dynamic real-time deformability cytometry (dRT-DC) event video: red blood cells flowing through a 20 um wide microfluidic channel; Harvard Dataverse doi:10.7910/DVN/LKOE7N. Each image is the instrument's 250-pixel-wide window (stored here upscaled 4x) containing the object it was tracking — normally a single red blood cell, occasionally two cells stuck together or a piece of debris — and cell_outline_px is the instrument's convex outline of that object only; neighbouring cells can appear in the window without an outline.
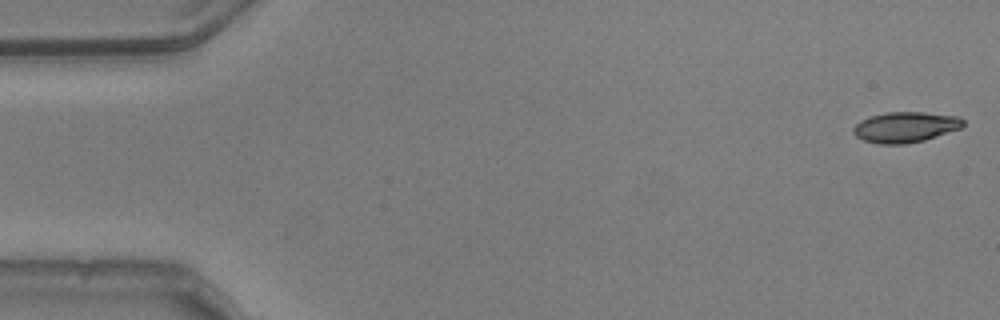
{"species": "common noctule bat (a hibernating species)", "species_latin": "Nyctalus noctula", "temperature_condition": "warm", "stored_images_in_passage": 53, "camera_frame_rate_fps": 3000, "um_per_image_px": 0.085, "animal": {"sex": "male", "body_mass_g": 20.5, "forearm_length_mm": 52.5}, "frame": {"image": 1, "passage_image": 1, "time_ms": 0.0, "image_size_px": [1000, 320], "cell_outline_px": [[964, 124], [960, 128], [924, 140], [904, 144], [880, 144], [864, 140], [856, 136], [852, 132], [852, 128], [860, 120], [872, 116], [888, 112], [924, 112], [960, 116], [964, 120]], "centroid_in_image_um": [76.95, 10.8], "position_along_channel_um": 8.0, "area_um2": 19.48}}
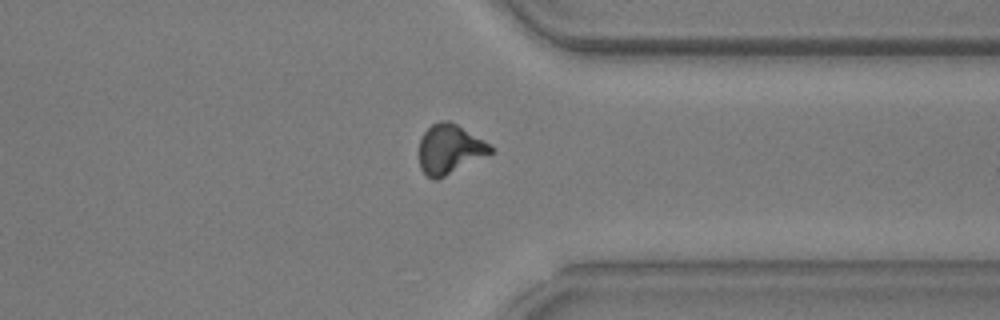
{"frame": {"image": 2, "passage_image": 41, "time_ms": 13.333, "image_size_px": [1000, 320], "cell_outline_px": [[492, 152], [436, 180], [432, 180], [420, 168], [420, 140], [424, 132], [432, 124], [440, 120], [448, 120], [456, 124], [484, 140], [492, 148]], "centroid_in_image_um": [38.18, 12.66], "position_along_channel_um": 373.2, "area_um2": 20.06}}
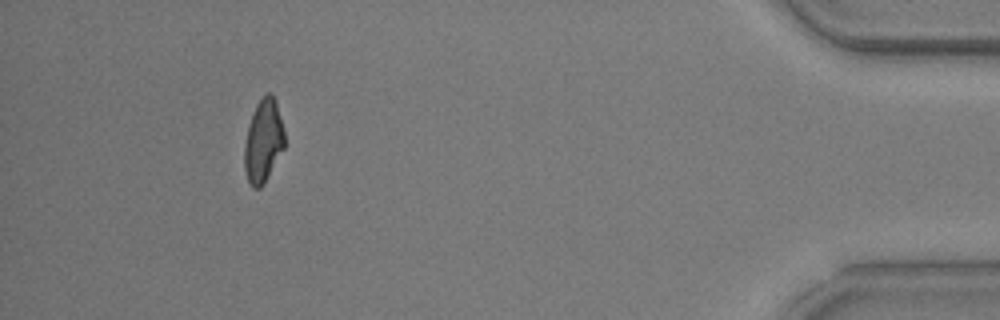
{"frame": {"image": 3, "passage_image": 49, "time_ms": 16.0, "image_size_px": [1000, 320], "cell_outline_px": [[284, 148], [264, 184], [260, 188], [252, 188], [248, 180], [244, 168], [244, 144], [248, 124], [252, 112], [256, 104], [268, 92], [272, 92], [276, 104], [284, 132]], "centroid_in_image_um": [22.36, 12.0], "position_along_channel_um": 412.8, "area_um2": 19.36}, "authors_computed_cell_mechanics": {"area_um2": 19.9988, "velocity_mm_per_s": 3.7795, "shape_relaxation_time_tau1_ms": 4.5679, "shape_relaxation_time_tau2_ms": 3.0754, "deformation_change_tau1": 0.158, "deformation_change_tau2": 0.1019}}